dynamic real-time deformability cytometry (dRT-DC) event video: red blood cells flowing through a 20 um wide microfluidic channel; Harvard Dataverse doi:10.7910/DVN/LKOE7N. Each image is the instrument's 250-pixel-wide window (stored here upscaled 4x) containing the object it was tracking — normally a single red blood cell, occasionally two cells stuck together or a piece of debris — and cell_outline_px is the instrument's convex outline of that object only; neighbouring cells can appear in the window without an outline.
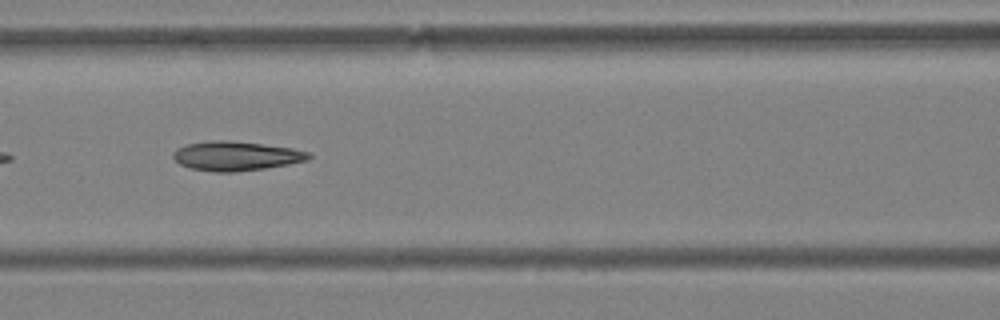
{"species": "Egyptian fruit bat (a non-hibernating species)", "species_latin": "Rousettus aegyptiacus", "temperature_condition": "warm", "stored_images_in_passage": 42, "camera_frame_rate_fps": 3000, "um_per_image_px": 0.085, "animal": {"sex": "female"}, "frame": {"image": 1, "passage_image": 9, "time_ms": 2.667, "image_size_px": [1000, 320], "cell_outline_px": [[312, 156], [308, 160], [288, 164], [264, 168], [236, 172], [212, 172], [188, 168], [180, 164], [172, 156], [172, 152], [176, 148], [188, 144], [212, 140], [224, 140], [260, 144], [292, 148], [308, 152]], "centroid_in_image_um": [20.02, 13.27], "position_along_channel_um": 146.6, "area_um2": 23.06}}
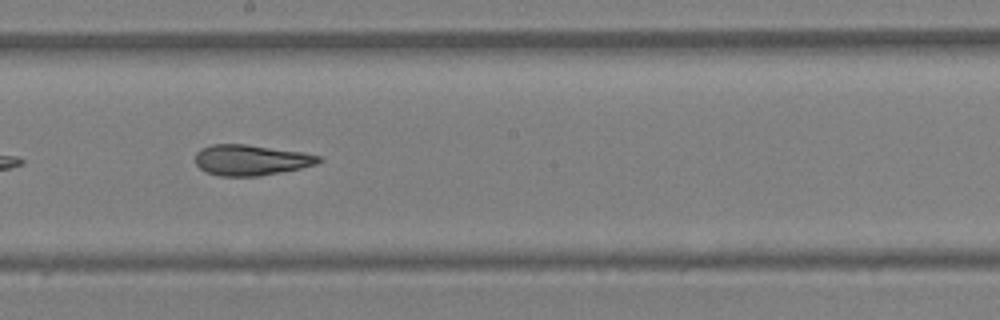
{"frame": {"image": 2, "passage_image": 16, "time_ms": 5.0, "image_size_px": [1000, 320], "cell_outline_px": [[324, 160], [316, 164], [300, 168], [256, 176], [220, 176], [208, 172], [200, 168], [196, 164], [196, 152], [200, 148], [212, 144], [244, 144], [304, 152], [320, 156]], "centroid_in_image_um": [21.33, 13.59], "position_along_channel_um": 226.9, "area_um2": 21.91}}
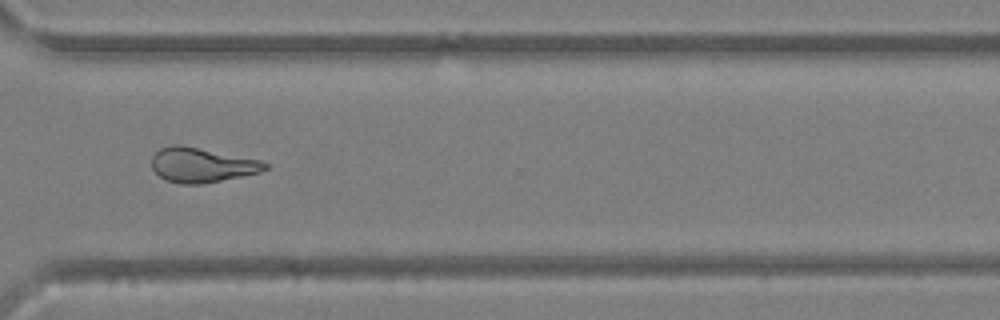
{"frame": {"image": 3, "passage_image": 27, "time_ms": 8.667, "image_size_px": [1000, 320], "cell_outline_px": [[268, 168], [260, 172], [200, 184], [180, 184], [164, 180], [152, 168], [152, 156], [160, 148], [172, 144], [180, 144], [260, 160], [268, 164]], "centroid_in_image_um": [17.11, 14.02], "position_along_channel_um": 353.5, "area_um2": 22.72}, "authors_computed_cell_mechanics": {"area_um2": 23.2356, "velocity_mm_per_s": 3.463, "shape_relaxation_time_tau1_ms": null, "shape_relaxation_time_tau2_ms": 4.78, "deformation_change_tau1": null, "deformation_change_tau2": 0.126}}